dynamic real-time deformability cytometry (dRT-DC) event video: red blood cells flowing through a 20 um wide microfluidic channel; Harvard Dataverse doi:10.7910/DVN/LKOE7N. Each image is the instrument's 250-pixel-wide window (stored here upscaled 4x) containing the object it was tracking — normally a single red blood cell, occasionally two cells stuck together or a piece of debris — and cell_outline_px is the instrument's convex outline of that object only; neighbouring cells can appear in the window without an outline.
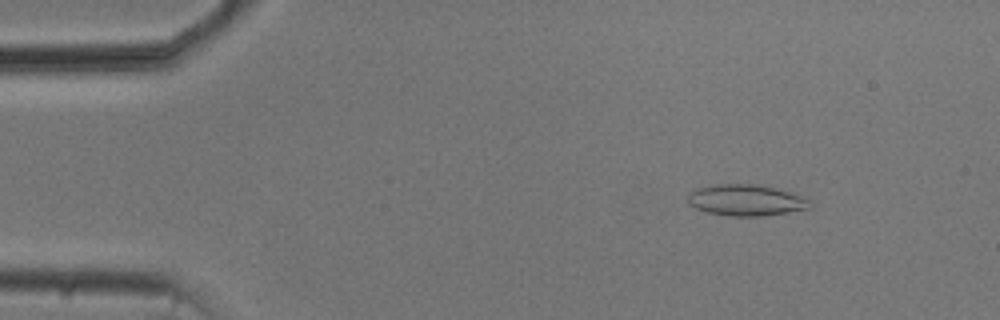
{"species": "common noctule bat (a hibernating species)", "species_latin": "Nyctalus noctula", "temperature_condition": "cold", "stored_images_in_passage": 52, "camera_frame_rate_fps": 3000, "um_per_image_px": 0.085, "animal": {"sex": "male", "body_mass_g": 20.5, "forearm_length_mm": 52.5}, "frame": {"image": 1, "passage_image": 5, "time_ms": 1.333, "image_size_px": [1000, 320], "cell_outline_px": [[812, 204], [808, 208], [788, 212], [760, 216], [728, 216], [708, 212], [696, 208], [688, 204], [688, 192], [696, 188], [716, 184], [752, 184], [772, 188], [788, 192], [800, 196], [808, 200]], "centroid_in_image_um": [63.33, 17.02], "position_along_channel_um": 21.7, "area_um2": 21.91}}
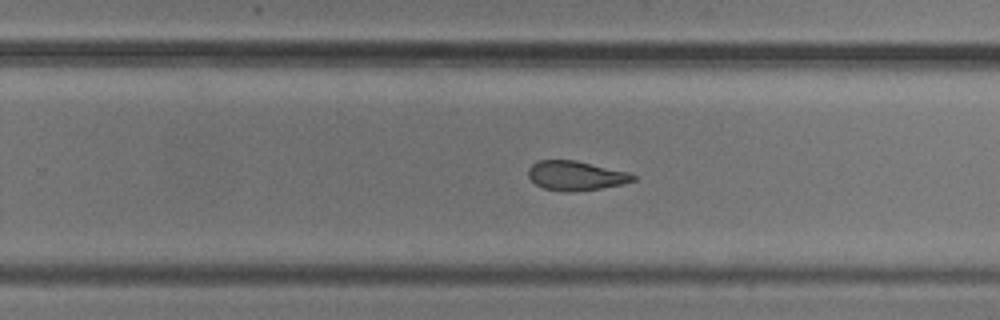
{"frame": {"image": 2, "passage_image": 32, "time_ms": 10.333, "image_size_px": [1000, 320], "cell_outline_px": [[636, 180], [624, 184], [600, 188], [568, 192], [544, 188], [536, 184], [528, 176], [528, 168], [536, 160], [576, 160], [628, 172], [636, 176]], "centroid_in_image_um": [48.94, 14.92], "position_along_channel_um": 280.9, "area_um2": 17.92}}
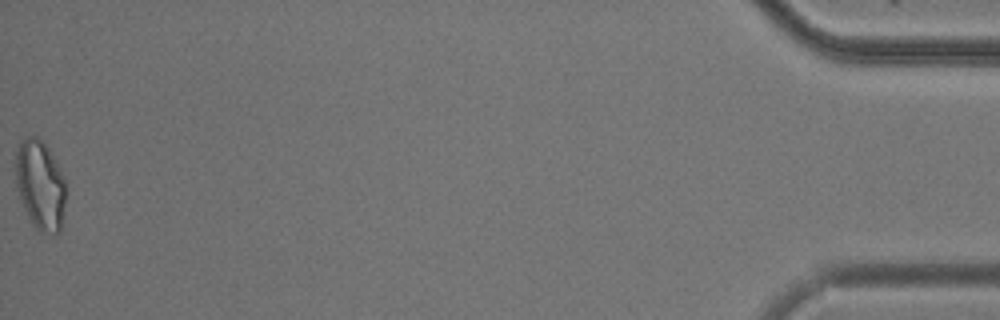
{"frame": {"image": 3, "passage_image": 52, "time_ms": 17.0, "image_size_px": [1000, 320], "cell_outline_px": [[64, 200], [60, 232], [56, 236], [52, 236], [40, 232], [32, 224], [24, 208], [16, 188], [16, 152], [20, 144], [28, 136], [36, 136], [48, 148], [56, 160], [64, 176]], "centroid_in_image_um": [3.42, 15.77], "position_along_channel_um": 431.8, "area_um2": 26.07}, "authors_computed_cell_mechanics": {"area_um2": 19.7098, "velocity_mm_per_s": 3.7448, "shape_relaxation_time_tau1_ms": 3.4726, "shape_relaxation_time_tau2_ms": 2.1555, "deformation_change_tau1": 0.1262, "deformation_change_tau2": 0.1002}}